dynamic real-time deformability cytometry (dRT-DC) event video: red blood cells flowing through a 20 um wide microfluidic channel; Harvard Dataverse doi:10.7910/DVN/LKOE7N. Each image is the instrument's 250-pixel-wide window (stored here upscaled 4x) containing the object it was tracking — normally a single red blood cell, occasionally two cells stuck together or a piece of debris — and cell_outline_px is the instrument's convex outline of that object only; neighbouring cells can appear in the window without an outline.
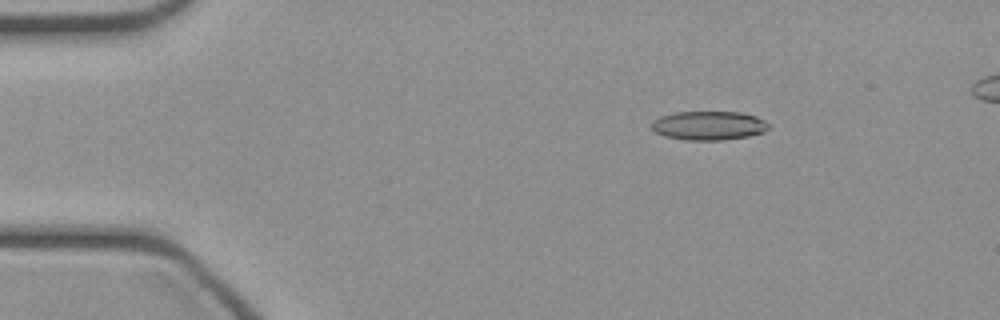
{"species": "common noctule bat (a hibernating species)", "species_latin": "Nyctalus noctula", "temperature_condition": "cold", "stored_images_in_passage": 45, "camera_frame_rate_fps": 3000, "um_per_image_px": 0.085, "animal": {"sex": "female", "body_mass_g": 21.9}, "frame": {"image": 1, "passage_image": 6, "time_ms": 1.667, "image_size_px": [1000, 320], "cell_outline_px": [[772, 124], [764, 132], [748, 136], [724, 140], [688, 140], [664, 136], [656, 132], [652, 128], [652, 120], [660, 116], [676, 112], [740, 112], [756, 116]], "centroid_in_image_um": [60.27, 10.67], "position_along_channel_um": 24.7, "area_um2": 19.83}}
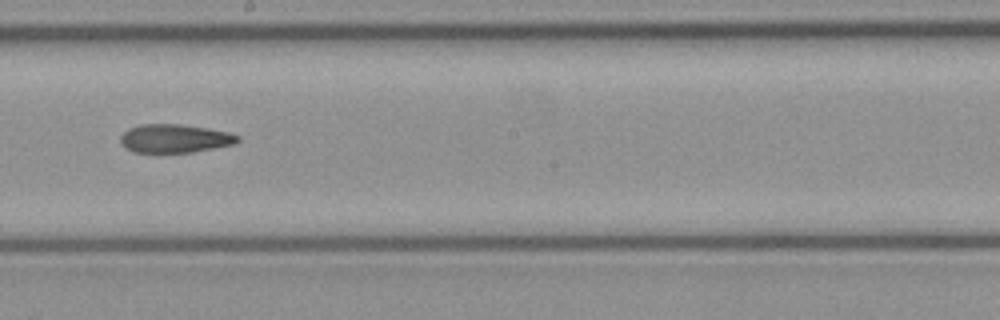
{"frame": {"image": 2, "passage_image": 25, "time_ms": 8.0, "image_size_px": [1000, 320], "cell_outline_px": [[240, 140], [236, 144], [192, 152], [132, 152], [124, 148], [120, 144], [120, 136], [128, 128], [140, 124], [180, 124], [208, 128], [232, 132], [240, 136]], "centroid_in_image_um": [14.86, 11.76], "position_along_channel_um": 233.3, "area_um2": 19.77}}
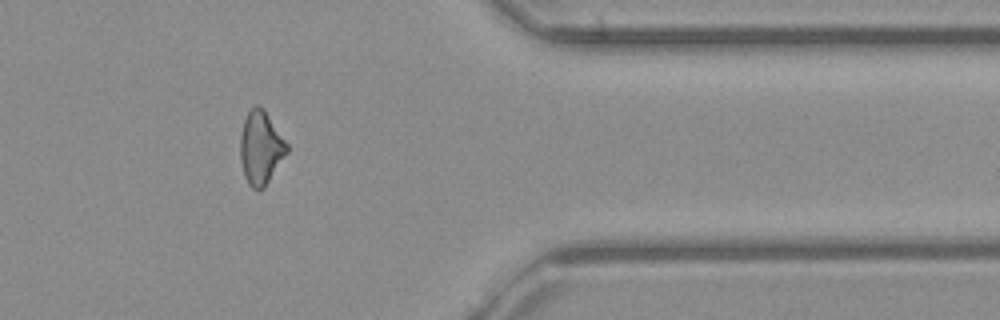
{"frame": {"image": 3, "passage_image": 37, "time_ms": 12.0, "image_size_px": [1000, 320], "cell_outline_px": [[288, 152], [264, 188], [260, 192], [252, 188], [248, 184], [244, 176], [240, 160], [240, 136], [244, 120], [248, 112], [256, 104], [264, 108], [288, 144]], "centroid_in_image_um": [22.16, 12.58], "position_along_channel_um": 389.2, "area_um2": 20.11}}